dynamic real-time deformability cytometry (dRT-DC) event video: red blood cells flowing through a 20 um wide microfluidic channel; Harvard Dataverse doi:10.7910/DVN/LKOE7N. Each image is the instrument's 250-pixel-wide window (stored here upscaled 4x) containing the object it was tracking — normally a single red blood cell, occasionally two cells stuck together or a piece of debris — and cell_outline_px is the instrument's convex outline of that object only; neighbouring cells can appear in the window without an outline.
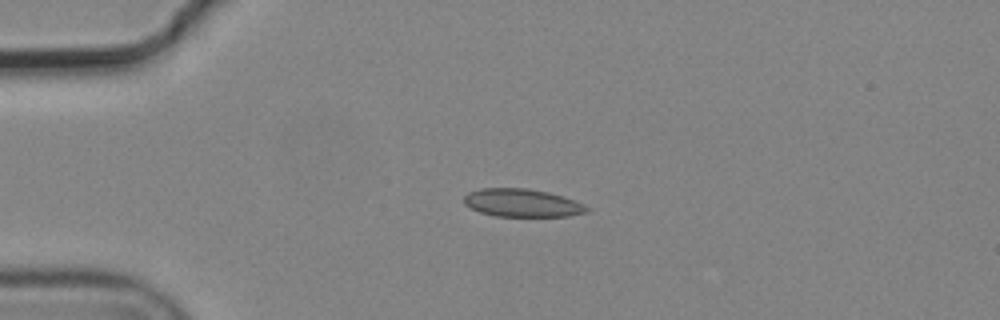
{"species": "common noctule bat (a hibernating species)", "species_latin": "Nyctalus noctula", "temperature_condition": "cold", "stored_images_in_passage": 3, "camera_frame_rate_fps": 3000, "um_per_image_px": 0.085, "animal": {"sex": "male", "body_mass_g": 19.2, "forearm_length_mm": 51.8}, "frame": {"image": 1, "passage_image": 2, "time_ms": 0.333, "image_size_px": [1000, 320], "cell_outline_px": [[588, 212], [568, 216], [496, 216], [480, 212], [468, 208], [464, 204], [464, 196], [468, 192], [480, 188], [528, 188], [548, 192], [564, 196], [584, 204], [588, 208]], "centroid_in_image_um": [44.35, 17.24], "position_along_channel_um": 40.6, "area_um2": 20.17}}